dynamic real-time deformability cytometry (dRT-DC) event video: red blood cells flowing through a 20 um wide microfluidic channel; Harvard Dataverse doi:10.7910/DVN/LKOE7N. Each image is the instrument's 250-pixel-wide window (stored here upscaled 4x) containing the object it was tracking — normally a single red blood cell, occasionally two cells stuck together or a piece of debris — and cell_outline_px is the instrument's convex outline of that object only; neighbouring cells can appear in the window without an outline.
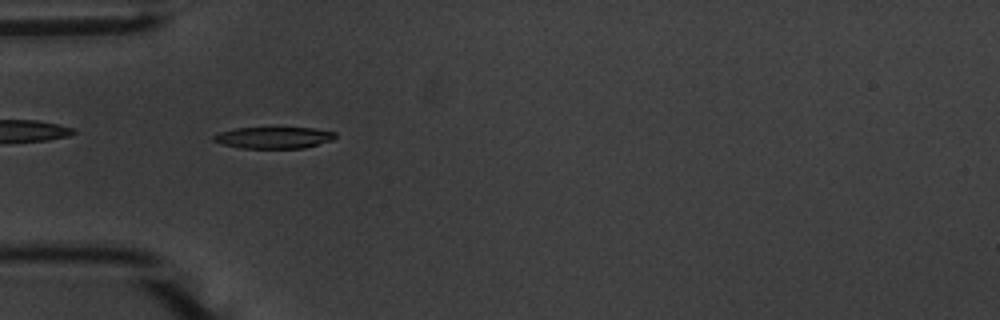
{"species": "common noctule bat (a hibernating species)", "species_latin": "Nyctalus noctula", "temperature_condition": "warm", "stored_images_in_passage": 39, "camera_frame_rate_fps": 3000, "um_per_image_px": 0.085, "animal": {"sex": "male", "body_mass_g": 20.1, "forearm_length_mm": 53.5}, "frame": {"image": 1, "passage_image": 1, "time_ms": 0.0, "image_size_px": [1000, 320], "cell_outline_px": [[336, 136], [332, 140], [304, 148], [240, 148], [224, 144], [212, 140], [212, 136], [220, 132], [236, 128], [316, 128], [336, 132]], "centroid_in_image_um": [23.28, 11.7], "position_along_channel_um": 61.7, "area_um2": 15.2}, "authors_computed_cell_mechanics": {"area_um2": 16.8198, "velocity_mm_per_s": 3.6918, "shape_relaxation_time_tau1_ms": 3.7856, "shape_relaxation_time_tau2_ms": 3.3485, "deformation_change_tau1": 0.1435, "deformation_change_tau2": 0.1147}}